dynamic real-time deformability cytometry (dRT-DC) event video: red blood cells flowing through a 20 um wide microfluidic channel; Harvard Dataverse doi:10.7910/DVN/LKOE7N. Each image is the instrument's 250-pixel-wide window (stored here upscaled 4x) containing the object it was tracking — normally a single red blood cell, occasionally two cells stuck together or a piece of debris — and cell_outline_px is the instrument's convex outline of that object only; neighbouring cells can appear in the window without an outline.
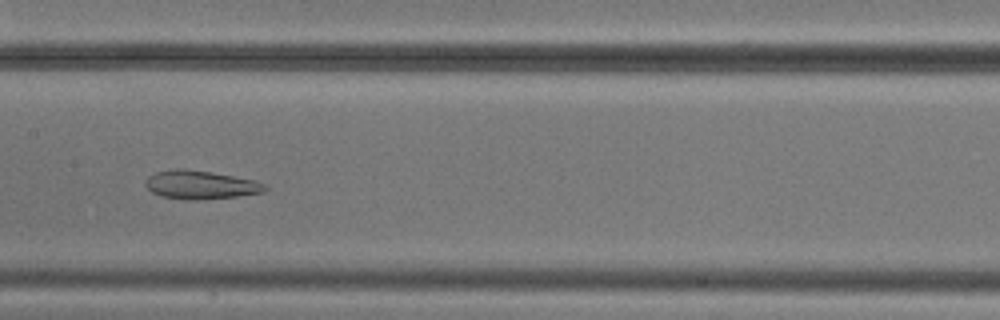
{"species": "common noctule bat (a hibernating species)", "species_latin": "Nyctalus noctula", "temperature_condition": "cold", "stored_images_in_passage": 9, "camera_frame_rate_fps": 3000, "um_per_image_px": 0.085, "animal": {"sex": "male", "body_mass_g": 20.5, "forearm_length_mm": 52.5}, "frame": {"image": 1, "passage_image": 7, "time_ms": 7.667, "image_size_px": [1000, 320], "cell_outline_px": [[268, 188], [264, 192], [236, 196], [196, 200], [188, 200], [160, 196], [152, 192], [144, 184], [148, 176], [156, 172], [176, 168], [184, 168], [212, 172], [256, 180], [264, 184]], "centroid_in_image_um": [17.03, 15.7], "position_along_channel_um": 190.4, "area_um2": 19.88}}
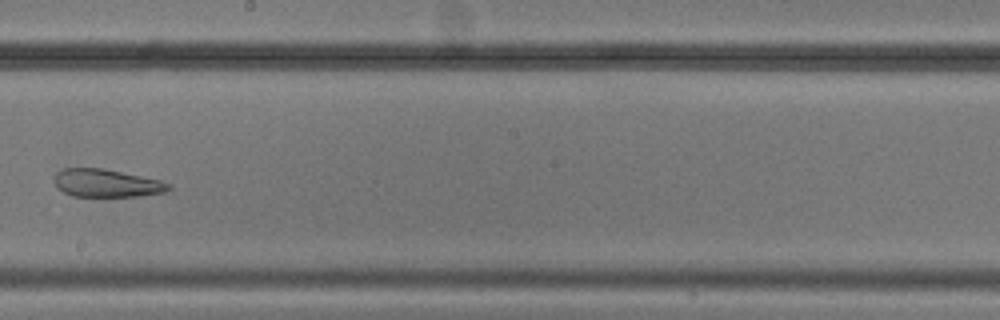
{"frame": {"image": 2, "passage_image": 8, "time_ms": 9.0, "image_size_px": [1000, 320], "cell_outline_px": [[172, 188], [164, 192], [140, 196], [72, 196], [56, 188], [52, 180], [56, 172], [64, 168], [100, 168], [160, 180], [172, 184]], "centroid_in_image_um": [9.02, 15.57], "position_along_channel_um": 239.2, "area_um2": 18.61}}